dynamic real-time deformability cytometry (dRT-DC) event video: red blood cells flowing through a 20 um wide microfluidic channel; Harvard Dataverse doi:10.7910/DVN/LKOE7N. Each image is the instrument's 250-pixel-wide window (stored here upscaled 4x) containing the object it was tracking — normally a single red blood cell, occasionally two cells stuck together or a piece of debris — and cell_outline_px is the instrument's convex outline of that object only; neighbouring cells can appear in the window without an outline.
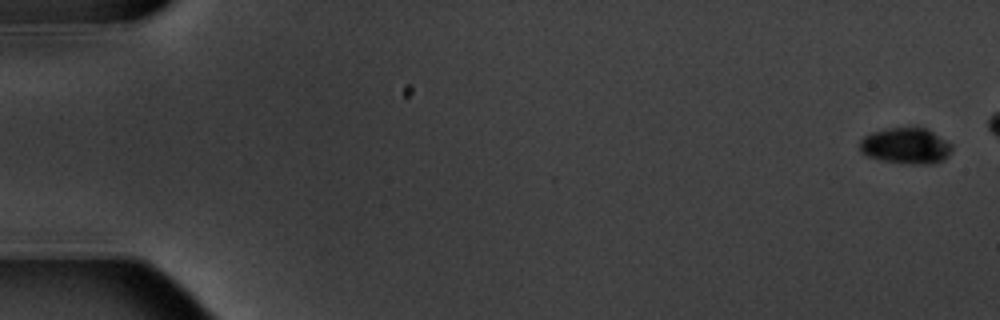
{"species": "common noctule bat (a hibernating species)", "species_latin": "Nyctalus noctula", "temperature_condition": "warm", "stored_images_in_passage": 6, "camera_frame_rate_fps": 3000, "um_per_image_px": 0.085, "animal": {"sex": "male", "body_mass_g": 20.1, "forearm_length_mm": 53.5}, "frame": {"image": 1, "passage_image": 1, "time_ms": 0.0, "image_size_px": [1000, 320], "cell_outline_px": [[952, 152], [944, 160], [932, 164], [912, 164], [880, 160], [868, 156], [860, 152], [860, 140], [864, 136], [872, 132], [884, 128], [928, 128], [952, 144]], "centroid_in_image_um": [77.02, 12.4], "position_along_channel_um": 8.0, "area_um2": 19.54}}
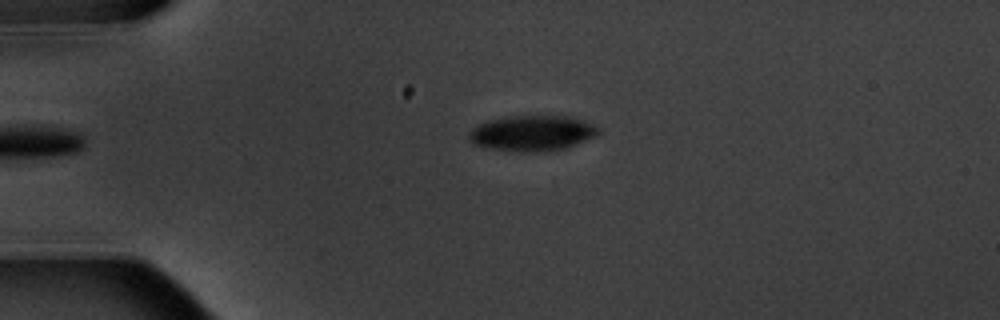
{"frame": {"image": 2, "passage_image": 6, "time_ms": 6.667, "image_size_px": [1000, 320], "cell_outline_px": [[600, 132], [596, 136], [568, 148], [536, 152], [520, 152], [484, 148], [472, 144], [468, 140], [468, 132], [472, 128], [488, 120], [504, 116], [576, 116], [596, 124], [600, 128]], "centroid_in_image_um": [45.26, 11.32], "position_along_channel_um": 39.7, "area_um2": 27.57}}